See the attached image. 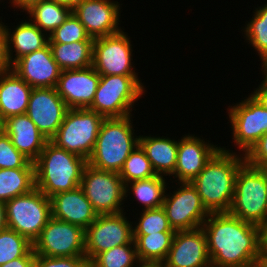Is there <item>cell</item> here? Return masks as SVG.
I'll use <instances>...</instances> for the list:
<instances>
[{
    "mask_svg": "<svg viewBox=\"0 0 267 267\" xmlns=\"http://www.w3.org/2000/svg\"><path fill=\"white\" fill-rule=\"evenodd\" d=\"M194 135H187L178 141L177 162L173 177L179 183L191 182L203 169L206 163L220 149Z\"/></svg>",
    "mask_w": 267,
    "mask_h": 267,
    "instance_id": "cell-20",
    "label": "cell"
},
{
    "mask_svg": "<svg viewBox=\"0 0 267 267\" xmlns=\"http://www.w3.org/2000/svg\"><path fill=\"white\" fill-rule=\"evenodd\" d=\"M12 71L32 88H56L61 73L49 44L17 59Z\"/></svg>",
    "mask_w": 267,
    "mask_h": 267,
    "instance_id": "cell-19",
    "label": "cell"
},
{
    "mask_svg": "<svg viewBox=\"0 0 267 267\" xmlns=\"http://www.w3.org/2000/svg\"><path fill=\"white\" fill-rule=\"evenodd\" d=\"M259 168H260V170L262 171V173L265 175L266 180H267V164L262 165V166H260Z\"/></svg>",
    "mask_w": 267,
    "mask_h": 267,
    "instance_id": "cell-51",
    "label": "cell"
},
{
    "mask_svg": "<svg viewBox=\"0 0 267 267\" xmlns=\"http://www.w3.org/2000/svg\"><path fill=\"white\" fill-rule=\"evenodd\" d=\"M104 119L88 108L68 109L56 135L50 141L58 148L88 160Z\"/></svg>",
    "mask_w": 267,
    "mask_h": 267,
    "instance_id": "cell-7",
    "label": "cell"
},
{
    "mask_svg": "<svg viewBox=\"0 0 267 267\" xmlns=\"http://www.w3.org/2000/svg\"><path fill=\"white\" fill-rule=\"evenodd\" d=\"M94 41L73 43H48L53 59L61 71L83 69L92 66Z\"/></svg>",
    "mask_w": 267,
    "mask_h": 267,
    "instance_id": "cell-26",
    "label": "cell"
},
{
    "mask_svg": "<svg viewBox=\"0 0 267 267\" xmlns=\"http://www.w3.org/2000/svg\"><path fill=\"white\" fill-rule=\"evenodd\" d=\"M87 160L48 141L35 165V187L47 197L81 185Z\"/></svg>",
    "mask_w": 267,
    "mask_h": 267,
    "instance_id": "cell-3",
    "label": "cell"
},
{
    "mask_svg": "<svg viewBox=\"0 0 267 267\" xmlns=\"http://www.w3.org/2000/svg\"><path fill=\"white\" fill-rule=\"evenodd\" d=\"M202 228L211 267H251L260 260L262 227L221 212L210 213Z\"/></svg>",
    "mask_w": 267,
    "mask_h": 267,
    "instance_id": "cell-1",
    "label": "cell"
},
{
    "mask_svg": "<svg viewBox=\"0 0 267 267\" xmlns=\"http://www.w3.org/2000/svg\"><path fill=\"white\" fill-rule=\"evenodd\" d=\"M12 70L4 23L0 21V75Z\"/></svg>",
    "mask_w": 267,
    "mask_h": 267,
    "instance_id": "cell-40",
    "label": "cell"
},
{
    "mask_svg": "<svg viewBox=\"0 0 267 267\" xmlns=\"http://www.w3.org/2000/svg\"><path fill=\"white\" fill-rule=\"evenodd\" d=\"M129 40L128 35L122 30L94 39L92 66L100 76L138 75L132 66L133 50Z\"/></svg>",
    "mask_w": 267,
    "mask_h": 267,
    "instance_id": "cell-12",
    "label": "cell"
},
{
    "mask_svg": "<svg viewBox=\"0 0 267 267\" xmlns=\"http://www.w3.org/2000/svg\"><path fill=\"white\" fill-rule=\"evenodd\" d=\"M245 160L249 165L257 168L267 164V133L245 155Z\"/></svg>",
    "mask_w": 267,
    "mask_h": 267,
    "instance_id": "cell-39",
    "label": "cell"
},
{
    "mask_svg": "<svg viewBox=\"0 0 267 267\" xmlns=\"http://www.w3.org/2000/svg\"><path fill=\"white\" fill-rule=\"evenodd\" d=\"M35 188V168L0 169V201L7 202Z\"/></svg>",
    "mask_w": 267,
    "mask_h": 267,
    "instance_id": "cell-27",
    "label": "cell"
},
{
    "mask_svg": "<svg viewBox=\"0 0 267 267\" xmlns=\"http://www.w3.org/2000/svg\"><path fill=\"white\" fill-rule=\"evenodd\" d=\"M260 261L267 267V251H261Z\"/></svg>",
    "mask_w": 267,
    "mask_h": 267,
    "instance_id": "cell-49",
    "label": "cell"
},
{
    "mask_svg": "<svg viewBox=\"0 0 267 267\" xmlns=\"http://www.w3.org/2000/svg\"><path fill=\"white\" fill-rule=\"evenodd\" d=\"M138 260L136 245L124 244L97 254L88 265L90 267H133Z\"/></svg>",
    "mask_w": 267,
    "mask_h": 267,
    "instance_id": "cell-33",
    "label": "cell"
},
{
    "mask_svg": "<svg viewBox=\"0 0 267 267\" xmlns=\"http://www.w3.org/2000/svg\"><path fill=\"white\" fill-rule=\"evenodd\" d=\"M120 4L109 0H81L72 13L95 39L121 31L119 28Z\"/></svg>",
    "mask_w": 267,
    "mask_h": 267,
    "instance_id": "cell-16",
    "label": "cell"
},
{
    "mask_svg": "<svg viewBox=\"0 0 267 267\" xmlns=\"http://www.w3.org/2000/svg\"><path fill=\"white\" fill-rule=\"evenodd\" d=\"M50 202L53 218L78 225L85 230L98 216L80 186L51 196Z\"/></svg>",
    "mask_w": 267,
    "mask_h": 267,
    "instance_id": "cell-21",
    "label": "cell"
},
{
    "mask_svg": "<svg viewBox=\"0 0 267 267\" xmlns=\"http://www.w3.org/2000/svg\"><path fill=\"white\" fill-rule=\"evenodd\" d=\"M124 215L123 212L100 214L85 230V257L88 263L97 254L113 247L135 244L133 222H129Z\"/></svg>",
    "mask_w": 267,
    "mask_h": 267,
    "instance_id": "cell-11",
    "label": "cell"
},
{
    "mask_svg": "<svg viewBox=\"0 0 267 267\" xmlns=\"http://www.w3.org/2000/svg\"><path fill=\"white\" fill-rule=\"evenodd\" d=\"M164 264L165 267H211L203 228L176 231Z\"/></svg>",
    "mask_w": 267,
    "mask_h": 267,
    "instance_id": "cell-17",
    "label": "cell"
},
{
    "mask_svg": "<svg viewBox=\"0 0 267 267\" xmlns=\"http://www.w3.org/2000/svg\"><path fill=\"white\" fill-rule=\"evenodd\" d=\"M244 29L246 40H249L263 61L267 58V4L256 8L254 17Z\"/></svg>",
    "mask_w": 267,
    "mask_h": 267,
    "instance_id": "cell-34",
    "label": "cell"
},
{
    "mask_svg": "<svg viewBox=\"0 0 267 267\" xmlns=\"http://www.w3.org/2000/svg\"><path fill=\"white\" fill-rule=\"evenodd\" d=\"M5 132V119L0 114V135Z\"/></svg>",
    "mask_w": 267,
    "mask_h": 267,
    "instance_id": "cell-48",
    "label": "cell"
},
{
    "mask_svg": "<svg viewBox=\"0 0 267 267\" xmlns=\"http://www.w3.org/2000/svg\"><path fill=\"white\" fill-rule=\"evenodd\" d=\"M67 110L56 88H33L26 114L50 141L56 135Z\"/></svg>",
    "mask_w": 267,
    "mask_h": 267,
    "instance_id": "cell-15",
    "label": "cell"
},
{
    "mask_svg": "<svg viewBox=\"0 0 267 267\" xmlns=\"http://www.w3.org/2000/svg\"><path fill=\"white\" fill-rule=\"evenodd\" d=\"M19 257H36L33 243L8 227L0 230V266Z\"/></svg>",
    "mask_w": 267,
    "mask_h": 267,
    "instance_id": "cell-31",
    "label": "cell"
},
{
    "mask_svg": "<svg viewBox=\"0 0 267 267\" xmlns=\"http://www.w3.org/2000/svg\"><path fill=\"white\" fill-rule=\"evenodd\" d=\"M131 116L102 121L93 152L87 160L89 165L100 170L121 171L125 160L139 145V137L133 136Z\"/></svg>",
    "mask_w": 267,
    "mask_h": 267,
    "instance_id": "cell-4",
    "label": "cell"
},
{
    "mask_svg": "<svg viewBox=\"0 0 267 267\" xmlns=\"http://www.w3.org/2000/svg\"><path fill=\"white\" fill-rule=\"evenodd\" d=\"M251 267H266L260 260L254 263Z\"/></svg>",
    "mask_w": 267,
    "mask_h": 267,
    "instance_id": "cell-52",
    "label": "cell"
},
{
    "mask_svg": "<svg viewBox=\"0 0 267 267\" xmlns=\"http://www.w3.org/2000/svg\"><path fill=\"white\" fill-rule=\"evenodd\" d=\"M175 232H156L133 235L139 260L164 262L169 253Z\"/></svg>",
    "mask_w": 267,
    "mask_h": 267,
    "instance_id": "cell-30",
    "label": "cell"
},
{
    "mask_svg": "<svg viewBox=\"0 0 267 267\" xmlns=\"http://www.w3.org/2000/svg\"><path fill=\"white\" fill-rule=\"evenodd\" d=\"M73 10L81 0H52Z\"/></svg>",
    "mask_w": 267,
    "mask_h": 267,
    "instance_id": "cell-46",
    "label": "cell"
},
{
    "mask_svg": "<svg viewBox=\"0 0 267 267\" xmlns=\"http://www.w3.org/2000/svg\"><path fill=\"white\" fill-rule=\"evenodd\" d=\"M267 251V222L262 226V250Z\"/></svg>",
    "mask_w": 267,
    "mask_h": 267,
    "instance_id": "cell-47",
    "label": "cell"
},
{
    "mask_svg": "<svg viewBox=\"0 0 267 267\" xmlns=\"http://www.w3.org/2000/svg\"><path fill=\"white\" fill-rule=\"evenodd\" d=\"M5 133L13 146L33 163L48 142L26 113L5 119Z\"/></svg>",
    "mask_w": 267,
    "mask_h": 267,
    "instance_id": "cell-22",
    "label": "cell"
},
{
    "mask_svg": "<svg viewBox=\"0 0 267 267\" xmlns=\"http://www.w3.org/2000/svg\"><path fill=\"white\" fill-rule=\"evenodd\" d=\"M85 256L76 257H45L37 255L33 267H87Z\"/></svg>",
    "mask_w": 267,
    "mask_h": 267,
    "instance_id": "cell-38",
    "label": "cell"
},
{
    "mask_svg": "<svg viewBox=\"0 0 267 267\" xmlns=\"http://www.w3.org/2000/svg\"><path fill=\"white\" fill-rule=\"evenodd\" d=\"M178 184L181 186L172 196L165 195L162 206L171 228L176 232L202 227L210 213L203 206L197 189L191 182Z\"/></svg>",
    "mask_w": 267,
    "mask_h": 267,
    "instance_id": "cell-13",
    "label": "cell"
},
{
    "mask_svg": "<svg viewBox=\"0 0 267 267\" xmlns=\"http://www.w3.org/2000/svg\"><path fill=\"white\" fill-rule=\"evenodd\" d=\"M7 227L31 243L39 237L52 217L51 202L38 188L5 202Z\"/></svg>",
    "mask_w": 267,
    "mask_h": 267,
    "instance_id": "cell-8",
    "label": "cell"
},
{
    "mask_svg": "<svg viewBox=\"0 0 267 267\" xmlns=\"http://www.w3.org/2000/svg\"><path fill=\"white\" fill-rule=\"evenodd\" d=\"M139 144L144 149L156 174L172 176L177 162V141L171 140L168 137L140 135Z\"/></svg>",
    "mask_w": 267,
    "mask_h": 267,
    "instance_id": "cell-25",
    "label": "cell"
},
{
    "mask_svg": "<svg viewBox=\"0 0 267 267\" xmlns=\"http://www.w3.org/2000/svg\"><path fill=\"white\" fill-rule=\"evenodd\" d=\"M79 41H94V39L87 34L84 26L71 13L65 22L49 35L48 43H73Z\"/></svg>",
    "mask_w": 267,
    "mask_h": 267,
    "instance_id": "cell-36",
    "label": "cell"
},
{
    "mask_svg": "<svg viewBox=\"0 0 267 267\" xmlns=\"http://www.w3.org/2000/svg\"><path fill=\"white\" fill-rule=\"evenodd\" d=\"M100 75L93 66L61 71L56 86L68 109L89 108L94 100Z\"/></svg>",
    "mask_w": 267,
    "mask_h": 267,
    "instance_id": "cell-18",
    "label": "cell"
},
{
    "mask_svg": "<svg viewBox=\"0 0 267 267\" xmlns=\"http://www.w3.org/2000/svg\"><path fill=\"white\" fill-rule=\"evenodd\" d=\"M35 257H19L12 261H9L0 267H33Z\"/></svg>",
    "mask_w": 267,
    "mask_h": 267,
    "instance_id": "cell-42",
    "label": "cell"
},
{
    "mask_svg": "<svg viewBox=\"0 0 267 267\" xmlns=\"http://www.w3.org/2000/svg\"><path fill=\"white\" fill-rule=\"evenodd\" d=\"M137 263L139 264L135 265L137 267H165L162 261L138 260Z\"/></svg>",
    "mask_w": 267,
    "mask_h": 267,
    "instance_id": "cell-44",
    "label": "cell"
},
{
    "mask_svg": "<svg viewBox=\"0 0 267 267\" xmlns=\"http://www.w3.org/2000/svg\"><path fill=\"white\" fill-rule=\"evenodd\" d=\"M131 189H130V187ZM166 182L162 175H155L147 179H141L125 184V197L128 196V190H131L137 200L143 204L146 209H154L163 206L166 194Z\"/></svg>",
    "mask_w": 267,
    "mask_h": 267,
    "instance_id": "cell-28",
    "label": "cell"
},
{
    "mask_svg": "<svg viewBox=\"0 0 267 267\" xmlns=\"http://www.w3.org/2000/svg\"><path fill=\"white\" fill-rule=\"evenodd\" d=\"M42 0H11L10 3L14 5V8L23 9V11L29 10L34 4L39 3Z\"/></svg>",
    "mask_w": 267,
    "mask_h": 267,
    "instance_id": "cell-43",
    "label": "cell"
},
{
    "mask_svg": "<svg viewBox=\"0 0 267 267\" xmlns=\"http://www.w3.org/2000/svg\"><path fill=\"white\" fill-rule=\"evenodd\" d=\"M260 84L253 94H250L262 107L267 110V78Z\"/></svg>",
    "mask_w": 267,
    "mask_h": 267,
    "instance_id": "cell-41",
    "label": "cell"
},
{
    "mask_svg": "<svg viewBox=\"0 0 267 267\" xmlns=\"http://www.w3.org/2000/svg\"><path fill=\"white\" fill-rule=\"evenodd\" d=\"M80 187L98 215L124 212L121 205L125 185L119 173L100 170L87 163Z\"/></svg>",
    "mask_w": 267,
    "mask_h": 267,
    "instance_id": "cell-9",
    "label": "cell"
},
{
    "mask_svg": "<svg viewBox=\"0 0 267 267\" xmlns=\"http://www.w3.org/2000/svg\"><path fill=\"white\" fill-rule=\"evenodd\" d=\"M155 175L157 174L140 144L130 153L119 172V176L123 180L124 185L132 181L147 179Z\"/></svg>",
    "mask_w": 267,
    "mask_h": 267,
    "instance_id": "cell-32",
    "label": "cell"
},
{
    "mask_svg": "<svg viewBox=\"0 0 267 267\" xmlns=\"http://www.w3.org/2000/svg\"><path fill=\"white\" fill-rule=\"evenodd\" d=\"M32 87L10 70L0 75V114L4 119L25 114Z\"/></svg>",
    "mask_w": 267,
    "mask_h": 267,
    "instance_id": "cell-23",
    "label": "cell"
},
{
    "mask_svg": "<svg viewBox=\"0 0 267 267\" xmlns=\"http://www.w3.org/2000/svg\"><path fill=\"white\" fill-rule=\"evenodd\" d=\"M228 109L234 143L246 155L267 133V110L251 95Z\"/></svg>",
    "mask_w": 267,
    "mask_h": 267,
    "instance_id": "cell-14",
    "label": "cell"
},
{
    "mask_svg": "<svg viewBox=\"0 0 267 267\" xmlns=\"http://www.w3.org/2000/svg\"><path fill=\"white\" fill-rule=\"evenodd\" d=\"M7 27L8 26L4 25L11 64H13L17 59L34 51L40 50L48 44L49 35L43 33V31L30 19L29 21L25 20V22L21 21V23L14 28L13 32H11V29ZM11 48L14 49L13 52L16 53V57L12 55L13 53Z\"/></svg>",
    "mask_w": 267,
    "mask_h": 267,
    "instance_id": "cell-24",
    "label": "cell"
},
{
    "mask_svg": "<svg viewBox=\"0 0 267 267\" xmlns=\"http://www.w3.org/2000/svg\"><path fill=\"white\" fill-rule=\"evenodd\" d=\"M144 91L138 76H101L94 100L88 109L104 118H123L131 115L132 106Z\"/></svg>",
    "mask_w": 267,
    "mask_h": 267,
    "instance_id": "cell-6",
    "label": "cell"
},
{
    "mask_svg": "<svg viewBox=\"0 0 267 267\" xmlns=\"http://www.w3.org/2000/svg\"><path fill=\"white\" fill-rule=\"evenodd\" d=\"M262 73L267 78V58L262 61Z\"/></svg>",
    "mask_w": 267,
    "mask_h": 267,
    "instance_id": "cell-50",
    "label": "cell"
},
{
    "mask_svg": "<svg viewBox=\"0 0 267 267\" xmlns=\"http://www.w3.org/2000/svg\"><path fill=\"white\" fill-rule=\"evenodd\" d=\"M220 148L206 163L204 169L191 181L197 189L203 206L209 213L229 212L236 175L246 162L245 155Z\"/></svg>",
    "mask_w": 267,
    "mask_h": 267,
    "instance_id": "cell-2",
    "label": "cell"
},
{
    "mask_svg": "<svg viewBox=\"0 0 267 267\" xmlns=\"http://www.w3.org/2000/svg\"><path fill=\"white\" fill-rule=\"evenodd\" d=\"M5 168H35V165L13 146L4 132L0 135V169Z\"/></svg>",
    "mask_w": 267,
    "mask_h": 267,
    "instance_id": "cell-37",
    "label": "cell"
},
{
    "mask_svg": "<svg viewBox=\"0 0 267 267\" xmlns=\"http://www.w3.org/2000/svg\"><path fill=\"white\" fill-rule=\"evenodd\" d=\"M7 228L5 202L0 201V230Z\"/></svg>",
    "mask_w": 267,
    "mask_h": 267,
    "instance_id": "cell-45",
    "label": "cell"
},
{
    "mask_svg": "<svg viewBox=\"0 0 267 267\" xmlns=\"http://www.w3.org/2000/svg\"><path fill=\"white\" fill-rule=\"evenodd\" d=\"M33 251L45 257L85 256V229L51 217L34 241Z\"/></svg>",
    "mask_w": 267,
    "mask_h": 267,
    "instance_id": "cell-10",
    "label": "cell"
},
{
    "mask_svg": "<svg viewBox=\"0 0 267 267\" xmlns=\"http://www.w3.org/2000/svg\"><path fill=\"white\" fill-rule=\"evenodd\" d=\"M141 217L133 227V235H149L156 232H175L163 207L142 210Z\"/></svg>",
    "mask_w": 267,
    "mask_h": 267,
    "instance_id": "cell-35",
    "label": "cell"
},
{
    "mask_svg": "<svg viewBox=\"0 0 267 267\" xmlns=\"http://www.w3.org/2000/svg\"><path fill=\"white\" fill-rule=\"evenodd\" d=\"M229 213L260 227L267 222V180L260 168L247 162L239 168Z\"/></svg>",
    "mask_w": 267,
    "mask_h": 267,
    "instance_id": "cell-5",
    "label": "cell"
},
{
    "mask_svg": "<svg viewBox=\"0 0 267 267\" xmlns=\"http://www.w3.org/2000/svg\"><path fill=\"white\" fill-rule=\"evenodd\" d=\"M30 20L39 27L44 33L50 35L56 28L60 27L72 10L64 5L52 0H42L34 4L27 10ZM33 18V20H32ZM47 31V32H46Z\"/></svg>",
    "mask_w": 267,
    "mask_h": 267,
    "instance_id": "cell-29",
    "label": "cell"
}]
</instances>
